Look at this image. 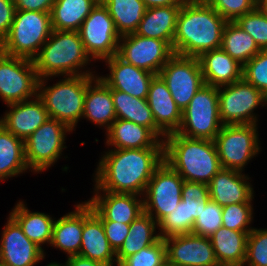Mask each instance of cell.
I'll use <instances>...</instances> for the list:
<instances>
[{
	"label": "cell",
	"mask_w": 267,
	"mask_h": 266,
	"mask_svg": "<svg viewBox=\"0 0 267 266\" xmlns=\"http://www.w3.org/2000/svg\"><path fill=\"white\" fill-rule=\"evenodd\" d=\"M105 133V144L114 149L163 148V141L149 128L132 121L117 118Z\"/></svg>",
	"instance_id": "obj_24"
},
{
	"label": "cell",
	"mask_w": 267,
	"mask_h": 266,
	"mask_svg": "<svg viewBox=\"0 0 267 266\" xmlns=\"http://www.w3.org/2000/svg\"><path fill=\"white\" fill-rule=\"evenodd\" d=\"M72 130L64 123L48 118L35 132L24 140L25 159L29 171L43 172L62 155L66 133Z\"/></svg>",
	"instance_id": "obj_10"
},
{
	"label": "cell",
	"mask_w": 267,
	"mask_h": 266,
	"mask_svg": "<svg viewBox=\"0 0 267 266\" xmlns=\"http://www.w3.org/2000/svg\"><path fill=\"white\" fill-rule=\"evenodd\" d=\"M235 22L254 38L260 50H267V12L260 5Z\"/></svg>",
	"instance_id": "obj_38"
},
{
	"label": "cell",
	"mask_w": 267,
	"mask_h": 266,
	"mask_svg": "<svg viewBox=\"0 0 267 266\" xmlns=\"http://www.w3.org/2000/svg\"><path fill=\"white\" fill-rule=\"evenodd\" d=\"M166 259V244L160 238L154 244L127 257L118 266H160Z\"/></svg>",
	"instance_id": "obj_44"
},
{
	"label": "cell",
	"mask_w": 267,
	"mask_h": 266,
	"mask_svg": "<svg viewBox=\"0 0 267 266\" xmlns=\"http://www.w3.org/2000/svg\"><path fill=\"white\" fill-rule=\"evenodd\" d=\"M221 48L242 66L260 51L254 38L235 21L225 24Z\"/></svg>",
	"instance_id": "obj_36"
},
{
	"label": "cell",
	"mask_w": 267,
	"mask_h": 266,
	"mask_svg": "<svg viewBox=\"0 0 267 266\" xmlns=\"http://www.w3.org/2000/svg\"><path fill=\"white\" fill-rule=\"evenodd\" d=\"M102 225L105 231V235L115 252H117L123 245L130 224H125L116 221L102 220Z\"/></svg>",
	"instance_id": "obj_46"
},
{
	"label": "cell",
	"mask_w": 267,
	"mask_h": 266,
	"mask_svg": "<svg viewBox=\"0 0 267 266\" xmlns=\"http://www.w3.org/2000/svg\"><path fill=\"white\" fill-rule=\"evenodd\" d=\"M198 60L205 85L219 87L242 79L243 66L222 48L204 52Z\"/></svg>",
	"instance_id": "obj_25"
},
{
	"label": "cell",
	"mask_w": 267,
	"mask_h": 266,
	"mask_svg": "<svg viewBox=\"0 0 267 266\" xmlns=\"http://www.w3.org/2000/svg\"><path fill=\"white\" fill-rule=\"evenodd\" d=\"M248 176L241 171L222 168L208 184L209 198L222 207L252 203L254 190L253 185L247 181L250 179Z\"/></svg>",
	"instance_id": "obj_22"
},
{
	"label": "cell",
	"mask_w": 267,
	"mask_h": 266,
	"mask_svg": "<svg viewBox=\"0 0 267 266\" xmlns=\"http://www.w3.org/2000/svg\"><path fill=\"white\" fill-rule=\"evenodd\" d=\"M53 31L50 13L16 10L2 52L33 60Z\"/></svg>",
	"instance_id": "obj_6"
},
{
	"label": "cell",
	"mask_w": 267,
	"mask_h": 266,
	"mask_svg": "<svg viewBox=\"0 0 267 266\" xmlns=\"http://www.w3.org/2000/svg\"><path fill=\"white\" fill-rule=\"evenodd\" d=\"M24 141L0 124V181L27 172Z\"/></svg>",
	"instance_id": "obj_34"
},
{
	"label": "cell",
	"mask_w": 267,
	"mask_h": 266,
	"mask_svg": "<svg viewBox=\"0 0 267 266\" xmlns=\"http://www.w3.org/2000/svg\"><path fill=\"white\" fill-rule=\"evenodd\" d=\"M39 79L58 76L96 75L84 70L91 63L78 31H52L33 59ZM82 69V70H80Z\"/></svg>",
	"instance_id": "obj_4"
},
{
	"label": "cell",
	"mask_w": 267,
	"mask_h": 266,
	"mask_svg": "<svg viewBox=\"0 0 267 266\" xmlns=\"http://www.w3.org/2000/svg\"><path fill=\"white\" fill-rule=\"evenodd\" d=\"M115 114L118 119L132 121L149 128L160 140L165 134L156 126L152 111L146 99L136 98L126 92L111 89ZM161 137V138H160Z\"/></svg>",
	"instance_id": "obj_30"
},
{
	"label": "cell",
	"mask_w": 267,
	"mask_h": 266,
	"mask_svg": "<svg viewBox=\"0 0 267 266\" xmlns=\"http://www.w3.org/2000/svg\"><path fill=\"white\" fill-rule=\"evenodd\" d=\"M0 240L1 266H35L46 253L29 240L19 224L9 215Z\"/></svg>",
	"instance_id": "obj_16"
},
{
	"label": "cell",
	"mask_w": 267,
	"mask_h": 266,
	"mask_svg": "<svg viewBox=\"0 0 267 266\" xmlns=\"http://www.w3.org/2000/svg\"><path fill=\"white\" fill-rule=\"evenodd\" d=\"M146 100L156 126L165 135L177 132L182 121V111L159 75H155L151 80Z\"/></svg>",
	"instance_id": "obj_23"
},
{
	"label": "cell",
	"mask_w": 267,
	"mask_h": 266,
	"mask_svg": "<svg viewBox=\"0 0 267 266\" xmlns=\"http://www.w3.org/2000/svg\"><path fill=\"white\" fill-rule=\"evenodd\" d=\"M84 50L91 60H105L117 55L121 36L107 8L99 1L79 30Z\"/></svg>",
	"instance_id": "obj_11"
},
{
	"label": "cell",
	"mask_w": 267,
	"mask_h": 266,
	"mask_svg": "<svg viewBox=\"0 0 267 266\" xmlns=\"http://www.w3.org/2000/svg\"><path fill=\"white\" fill-rule=\"evenodd\" d=\"M167 260L177 266H219L210 237L183 234L164 239Z\"/></svg>",
	"instance_id": "obj_17"
},
{
	"label": "cell",
	"mask_w": 267,
	"mask_h": 266,
	"mask_svg": "<svg viewBox=\"0 0 267 266\" xmlns=\"http://www.w3.org/2000/svg\"><path fill=\"white\" fill-rule=\"evenodd\" d=\"M56 0H17L16 10L50 13Z\"/></svg>",
	"instance_id": "obj_48"
},
{
	"label": "cell",
	"mask_w": 267,
	"mask_h": 266,
	"mask_svg": "<svg viewBox=\"0 0 267 266\" xmlns=\"http://www.w3.org/2000/svg\"><path fill=\"white\" fill-rule=\"evenodd\" d=\"M100 1L107 8L120 36L134 33L147 9L142 0Z\"/></svg>",
	"instance_id": "obj_35"
},
{
	"label": "cell",
	"mask_w": 267,
	"mask_h": 266,
	"mask_svg": "<svg viewBox=\"0 0 267 266\" xmlns=\"http://www.w3.org/2000/svg\"><path fill=\"white\" fill-rule=\"evenodd\" d=\"M183 178L163 161L154 171L143 195L144 212L159 224L181 201Z\"/></svg>",
	"instance_id": "obj_13"
},
{
	"label": "cell",
	"mask_w": 267,
	"mask_h": 266,
	"mask_svg": "<svg viewBox=\"0 0 267 266\" xmlns=\"http://www.w3.org/2000/svg\"><path fill=\"white\" fill-rule=\"evenodd\" d=\"M242 78L267 97V50H260L243 66Z\"/></svg>",
	"instance_id": "obj_42"
},
{
	"label": "cell",
	"mask_w": 267,
	"mask_h": 266,
	"mask_svg": "<svg viewBox=\"0 0 267 266\" xmlns=\"http://www.w3.org/2000/svg\"><path fill=\"white\" fill-rule=\"evenodd\" d=\"M158 75L166 83L178 108L183 111L198 90L204 85L198 57L174 54Z\"/></svg>",
	"instance_id": "obj_14"
},
{
	"label": "cell",
	"mask_w": 267,
	"mask_h": 266,
	"mask_svg": "<svg viewBox=\"0 0 267 266\" xmlns=\"http://www.w3.org/2000/svg\"><path fill=\"white\" fill-rule=\"evenodd\" d=\"M3 47V39L0 37V53L2 52Z\"/></svg>",
	"instance_id": "obj_53"
},
{
	"label": "cell",
	"mask_w": 267,
	"mask_h": 266,
	"mask_svg": "<svg viewBox=\"0 0 267 266\" xmlns=\"http://www.w3.org/2000/svg\"><path fill=\"white\" fill-rule=\"evenodd\" d=\"M160 266H177L176 264H173L169 262L167 259L160 265Z\"/></svg>",
	"instance_id": "obj_51"
},
{
	"label": "cell",
	"mask_w": 267,
	"mask_h": 266,
	"mask_svg": "<svg viewBox=\"0 0 267 266\" xmlns=\"http://www.w3.org/2000/svg\"><path fill=\"white\" fill-rule=\"evenodd\" d=\"M173 55V49L166 41L135 33L121 36L117 52L124 62L156 75Z\"/></svg>",
	"instance_id": "obj_15"
},
{
	"label": "cell",
	"mask_w": 267,
	"mask_h": 266,
	"mask_svg": "<svg viewBox=\"0 0 267 266\" xmlns=\"http://www.w3.org/2000/svg\"><path fill=\"white\" fill-rule=\"evenodd\" d=\"M10 2H13L14 4L17 2V0H8Z\"/></svg>",
	"instance_id": "obj_55"
},
{
	"label": "cell",
	"mask_w": 267,
	"mask_h": 266,
	"mask_svg": "<svg viewBox=\"0 0 267 266\" xmlns=\"http://www.w3.org/2000/svg\"><path fill=\"white\" fill-rule=\"evenodd\" d=\"M250 232L221 227L210 236L219 266H243L246 257L247 236Z\"/></svg>",
	"instance_id": "obj_29"
},
{
	"label": "cell",
	"mask_w": 267,
	"mask_h": 266,
	"mask_svg": "<svg viewBox=\"0 0 267 266\" xmlns=\"http://www.w3.org/2000/svg\"><path fill=\"white\" fill-rule=\"evenodd\" d=\"M75 210L55 220L50 246L59 248L67 257L79 255L83 229V202Z\"/></svg>",
	"instance_id": "obj_28"
},
{
	"label": "cell",
	"mask_w": 267,
	"mask_h": 266,
	"mask_svg": "<svg viewBox=\"0 0 267 266\" xmlns=\"http://www.w3.org/2000/svg\"><path fill=\"white\" fill-rule=\"evenodd\" d=\"M146 8L183 5L186 0H142Z\"/></svg>",
	"instance_id": "obj_50"
},
{
	"label": "cell",
	"mask_w": 267,
	"mask_h": 266,
	"mask_svg": "<svg viewBox=\"0 0 267 266\" xmlns=\"http://www.w3.org/2000/svg\"><path fill=\"white\" fill-rule=\"evenodd\" d=\"M219 116L223 125L257 124L258 106H266L267 97L243 78L218 87Z\"/></svg>",
	"instance_id": "obj_9"
},
{
	"label": "cell",
	"mask_w": 267,
	"mask_h": 266,
	"mask_svg": "<svg viewBox=\"0 0 267 266\" xmlns=\"http://www.w3.org/2000/svg\"><path fill=\"white\" fill-rule=\"evenodd\" d=\"M260 6L267 12V0H264Z\"/></svg>",
	"instance_id": "obj_52"
},
{
	"label": "cell",
	"mask_w": 267,
	"mask_h": 266,
	"mask_svg": "<svg viewBox=\"0 0 267 266\" xmlns=\"http://www.w3.org/2000/svg\"><path fill=\"white\" fill-rule=\"evenodd\" d=\"M24 203L19 201L9 215L19 224L27 238L44 251L42 245L51 243L55 218L52 219L46 213L31 212Z\"/></svg>",
	"instance_id": "obj_31"
},
{
	"label": "cell",
	"mask_w": 267,
	"mask_h": 266,
	"mask_svg": "<svg viewBox=\"0 0 267 266\" xmlns=\"http://www.w3.org/2000/svg\"><path fill=\"white\" fill-rule=\"evenodd\" d=\"M213 7L226 21H235L253 11L258 5L254 0H203Z\"/></svg>",
	"instance_id": "obj_45"
},
{
	"label": "cell",
	"mask_w": 267,
	"mask_h": 266,
	"mask_svg": "<svg viewBox=\"0 0 267 266\" xmlns=\"http://www.w3.org/2000/svg\"><path fill=\"white\" fill-rule=\"evenodd\" d=\"M46 266H57L56 264H47Z\"/></svg>",
	"instance_id": "obj_56"
},
{
	"label": "cell",
	"mask_w": 267,
	"mask_h": 266,
	"mask_svg": "<svg viewBox=\"0 0 267 266\" xmlns=\"http://www.w3.org/2000/svg\"><path fill=\"white\" fill-rule=\"evenodd\" d=\"M82 118L105 127L106 131L117 119L111 88L98 76L87 86Z\"/></svg>",
	"instance_id": "obj_26"
},
{
	"label": "cell",
	"mask_w": 267,
	"mask_h": 266,
	"mask_svg": "<svg viewBox=\"0 0 267 266\" xmlns=\"http://www.w3.org/2000/svg\"><path fill=\"white\" fill-rule=\"evenodd\" d=\"M222 126L218 87L204 84L182 111L177 133L193 139L214 140Z\"/></svg>",
	"instance_id": "obj_7"
},
{
	"label": "cell",
	"mask_w": 267,
	"mask_h": 266,
	"mask_svg": "<svg viewBox=\"0 0 267 266\" xmlns=\"http://www.w3.org/2000/svg\"><path fill=\"white\" fill-rule=\"evenodd\" d=\"M49 264H56L57 266H106L100 262L82 257L80 255H74L67 257L65 264L58 262H51Z\"/></svg>",
	"instance_id": "obj_49"
},
{
	"label": "cell",
	"mask_w": 267,
	"mask_h": 266,
	"mask_svg": "<svg viewBox=\"0 0 267 266\" xmlns=\"http://www.w3.org/2000/svg\"><path fill=\"white\" fill-rule=\"evenodd\" d=\"M7 106L9 111L0 117V124L23 141L49 118L48 112L38 96Z\"/></svg>",
	"instance_id": "obj_21"
},
{
	"label": "cell",
	"mask_w": 267,
	"mask_h": 266,
	"mask_svg": "<svg viewBox=\"0 0 267 266\" xmlns=\"http://www.w3.org/2000/svg\"><path fill=\"white\" fill-rule=\"evenodd\" d=\"M256 3H257V5H260L264 0H254Z\"/></svg>",
	"instance_id": "obj_54"
},
{
	"label": "cell",
	"mask_w": 267,
	"mask_h": 266,
	"mask_svg": "<svg viewBox=\"0 0 267 266\" xmlns=\"http://www.w3.org/2000/svg\"><path fill=\"white\" fill-rule=\"evenodd\" d=\"M253 204L239 203L222 207V227L235 231H251Z\"/></svg>",
	"instance_id": "obj_39"
},
{
	"label": "cell",
	"mask_w": 267,
	"mask_h": 266,
	"mask_svg": "<svg viewBox=\"0 0 267 266\" xmlns=\"http://www.w3.org/2000/svg\"><path fill=\"white\" fill-rule=\"evenodd\" d=\"M100 0H56L50 16L57 31H78Z\"/></svg>",
	"instance_id": "obj_33"
},
{
	"label": "cell",
	"mask_w": 267,
	"mask_h": 266,
	"mask_svg": "<svg viewBox=\"0 0 267 266\" xmlns=\"http://www.w3.org/2000/svg\"><path fill=\"white\" fill-rule=\"evenodd\" d=\"M16 6L8 0H0V37L3 39L10 31Z\"/></svg>",
	"instance_id": "obj_47"
},
{
	"label": "cell",
	"mask_w": 267,
	"mask_h": 266,
	"mask_svg": "<svg viewBox=\"0 0 267 266\" xmlns=\"http://www.w3.org/2000/svg\"><path fill=\"white\" fill-rule=\"evenodd\" d=\"M163 160L184 181L207 185L222 169L214 140L188 138L177 132L165 136Z\"/></svg>",
	"instance_id": "obj_3"
},
{
	"label": "cell",
	"mask_w": 267,
	"mask_h": 266,
	"mask_svg": "<svg viewBox=\"0 0 267 266\" xmlns=\"http://www.w3.org/2000/svg\"><path fill=\"white\" fill-rule=\"evenodd\" d=\"M157 228H159L158 223L146 212H143L132 221L123 245L116 252V266L127 257L139 252L142 248L148 247L158 241L160 235L156 232Z\"/></svg>",
	"instance_id": "obj_32"
},
{
	"label": "cell",
	"mask_w": 267,
	"mask_h": 266,
	"mask_svg": "<svg viewBox=\"0 0 267 266\" xmlns=\"http://www.w3.org/2000/svg\"><path fill=\"white\" fill-rule=\"evenodd\" d=\"M110 70L99 76L111 89L120 90L136 98L146 99L151 80L156 74L128 64L117 55L103 60Z\"/></svg>",
	"instance_id": "obj_20"
},
{
	"label": "cell",
	"mask_w": 267,
	"mask_h": 266,
	"mask_svg": "<svg viewBox=\"0 0 267 266\" xmlns=\"http://www.w3.org/2000/svg\"><path fill=\"white\" fill-rule=\"evenodd\" d=\"M222 227V206L210 198L206 206L195 219L192 234L203 237H210Z\"/></svg>",
	"instance_id": "obj_41"
},
{
	"label": "cell",
	"mask_w": 267,
	"mask_h": 266,
	"mask_svg": "<svg viewBox=\"0 0 267 266\" xmlns=\"http://www.w3.org/2000/svg\"><path fill=\"white\" fill-rule=\"evenodd\" d=\"M227 21L203 0H186L177 17L173 38L174 54L199 57L202 53L219 49Z\"/></svg>",
	"instance_id": "obj_2"
},
{
	"label": "cell",
	"mask_w": 267,
	"mask_h": 266,
	"mask_svg": "<svg viewBox=\"0 0 267 266\" xmlns=\"http://www.w3.org/2000/svg\"><path fill=\"white\" fill-rule=\"evenodd\" d=\"M160 238L166 239L171 236L191 234L192 218H188L186 202L181 200L159 224Z\"/></svg>",
	"instance_id": "obj_37"
},
{
	"label": "cell",
	"mask_w": 267,
	"mask_h": 266,
	"mask_svg": "<svg viewBox=\"0 0 267 266\" xmlns=\"http://www.w3.org/2000/svg\"><path fill=\"white\" fill-rule=\"evenodd\" d=\"M182 5L147 8L134 32L142 37L166 41L173 49L177 17Z\"/></svg>",
	"instance_id": "obj_27"
},
{
	"label": "cell",
	"mask_w": 267,
	"mask_h": 266,
	"mask_svg": "<svg viewBox=\"0 0 267 266\" xmlns=\"http://www.w3.org/2000/svg\"><path fill=\"white\" fill-rule=\"evenodd\" d=\"M96 76H63L53 86L46 85L49 77L39 79L37 96L42 100L49 118L56 119L75 131L83 115L87 86Z\"/></svg>",
	"instance_id": "obj_5"
},
{
	"label": "cell",
	"mask_w": 267,
	"mask_h": 266,
	"mask_svg": "<svg viewBox=\"0 0 267 266\" xmlns=\"http://www.w3.org/2000/svg\"><path fill=\"white\" fill-rule=\"evenodd\" d=\"M93 192L92 198L86 202L101 220L130 224L144 212L143 197L140 195L107 191Z\"/></svg>",
	"instance_id": "obj_18"
},
{
	"label": "cell",
	"mask_w": 267,
	"mask_h": 266,
	"mask_svg": "<svg viewBox=\"0 0 267 266\" xmlns=\"http://www.w3.org/2000/svg\"><path fill=\"white\" fill-rule=\"evenodd\" d=\"M101 157L95 171L94 191L142 197L155 169L164 161L163 148L111 149Z\"/></svg>",
	"instance_id": "obj_1"
},
{
	"label": "cell",
	"mask_w": 267,
	"mask_h": 266,
	"mask_svg": "<svg viewBox=\"0 0 267 266\" xmlns=\"http://www.w3.org/2000/svg\"><path fill=\"white\" fill-rule=\"evenodd\" d=\"M267 266V229L253 228L247 236L243 266Z\"/></svg>",
	"instance_id": "obj_43"
},
{
	"label": "cell",
	"mask_w": 267,
	"mask_h": 266,
	"mask_svg": "<svg viewBox=\"0 0 267 266\" xmlns=\"http://www.w3.org/2000/svg\"><path fill=\"white\" fill-rule=\"evenodd\" d=\"M258 124L223 125L214 139L222 168L243 172L260 152Z\"/></svg>",
	"instance_id": "obj_8"
},
{
	"label": "cell",
	"mask_w": 267,
	"mask_h": 266,
	"mask_svg": "<svg viewBox=\"0 0 267 266\" xmlns=\"http://www.w3.org/2000/svg\"><path fill=\"white\" fill-rule=\"evenodd\" d=\"M209 199V188L207 184L184 181L182 185L181 200L186 202L188 218H192V229L195 219L205 208Z\"/></svg>",
	"instance_id": "obj_40"
},
{
	"label": "cell",
	"mask_w": 267,
	"mask_h": 266,
	"mask_svg": "<svg viewBox=\"0 0 267 266\" xmlns=\"http://www.w3.org/2000/svg\"><path fill=\"white\" fill-rule=\"evenodd\" d=\"M38 82L33 60L0 53V98L6 105L36 97Z\"/></svg>",
	"instance_id": "obj_12"
},
{
	"label": "cell",
	"mask_w": 267,
	"mask_h": 266,
	"mask_svg": "<svg viewBox=\"0 0 267 266\" xmlns=\"http://www.w3.org/2000/svg\"><path fill=\"white\" fill-rule=\"evenodd\" d=\"M79 255L106 266L117 264L116 252L105 235L102 220L86 201L83 202V229Z\"/></svg>",
	"instance_id": "obj_19"
}]
</instances>
